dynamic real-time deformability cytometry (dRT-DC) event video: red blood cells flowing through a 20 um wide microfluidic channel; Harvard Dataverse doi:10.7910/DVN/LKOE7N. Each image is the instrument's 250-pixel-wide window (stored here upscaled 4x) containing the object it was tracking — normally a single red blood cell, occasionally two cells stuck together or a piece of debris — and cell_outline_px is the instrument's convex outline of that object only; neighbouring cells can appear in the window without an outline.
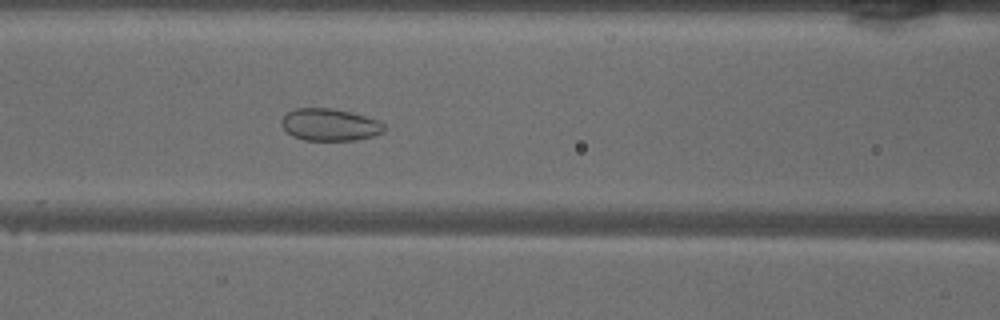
{"species": "common noctule bat (a hibernating species)", "species_latin": "Nyctalus noctula", "temperature_condition": "warm", "stored_images_in_passage": 49, "camera_frame_rate_fps": 3000, "um_per_image_px": 0.085, "animal": {"sex": "male", "body_mass_g": 18.8}, "frame": {"image": 1, "passage_image": 20, "time_ms": 6.333, "image_size_px": [1000, 320], "cell_outline_px": [[388, 128], [384, 132], [372, 136], [356, 140], [304, 140], [292, 136], [280, 124], [280, 120], [288, 112], [296, 108], [332, 108], [380, 120]], "centroid_in_image_um": [28.05, 10.6], "position_along_channel_um": 138.5, "area_um2": 19.31}}
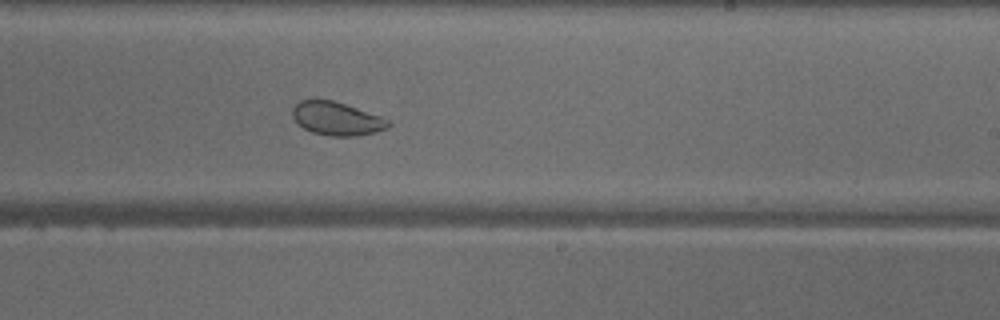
{"frame": {"image": 2, "passage_image": 29, "time_ms": 9.333, "image_size_px": [1000, 320], "cell_outline_px": [[392, 124], [388, 128], [376, 132], [356, 136], [328, 136], [312, 132], [304, 128], [292, 116], [292, 108], [300, 100], [332, 100], [380, 116], [388, 120]], "centroid_in_image_um": [28.63, 10.1], "position_along_channel_um": 260.4, "area_um2": 18.44}}
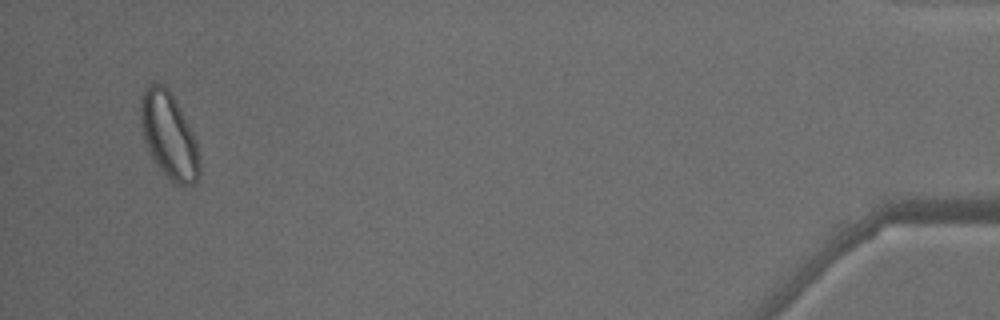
{"frame": {"image": 3, "passage_image": 47, "time_ms": 15.333, "image_size_px": [1000, 320], "cell_outline_px": [[200, 176], [196, 184], [184, 188], [176, 184], [152, 160], [144, 140], [140, 124], [140, 100], [144, 88], [156, 80], [164, 84], [168, 88], [188, 124], [196, 140], [200, 160]], "centroid_in_image_um": [14.35, 11.54], "position_along_channel_um": 420.8, "area_um2": 29.88}, "authors_computed_cell_mechanics": {"area_um2": 25.3164, "velocity_mm_per_s": 4.0731, "shape_relaxation_time_tau1_ms": null, "shape_relaxation_time_tau2_ms": 0.7919, "deformation_change_tau1": null, "deformation_change_tau2": 0.0516}}